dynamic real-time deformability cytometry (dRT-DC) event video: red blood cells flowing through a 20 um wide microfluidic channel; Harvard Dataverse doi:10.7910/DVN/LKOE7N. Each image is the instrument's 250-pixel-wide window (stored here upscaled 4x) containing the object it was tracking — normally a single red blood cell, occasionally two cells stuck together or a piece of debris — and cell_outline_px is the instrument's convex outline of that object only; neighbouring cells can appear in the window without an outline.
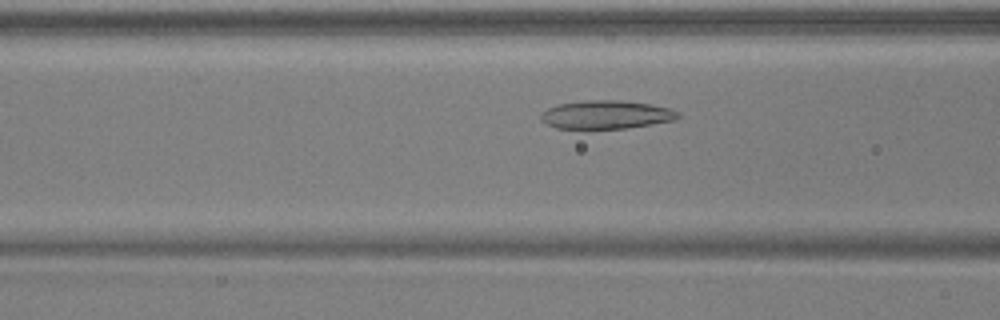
{"species": "common noctule bat (a hibernating species)", "species_latin": "Nyctalus noctula", "temperature_condition": "warm", "stored_images_in_passage": 46, "camera_frame_rate_fps": 3000, "um_per_image_px": 0.085, "animal": {"sex": "male", "body_mass_g": 17.9, "forearm_length_mm": 54.2}, "frame": {"image": 1, "passage_image": 15, "time_ms": 4.667, "image_size_px": [1000, 320], "cell_outline_px": [[680, 116], [676, 120], [652, 124], [624, 128], [556, 128], [540, 120], [540, 116], [548, 108], [560, 104], [584, 100], [620, 100], [648, 104], [668, 108], [676, 112]], "centroid_in_image_um": [51.51, 9.74], "position_along_channel_um": 115.1, "area_um2": 22.31}}
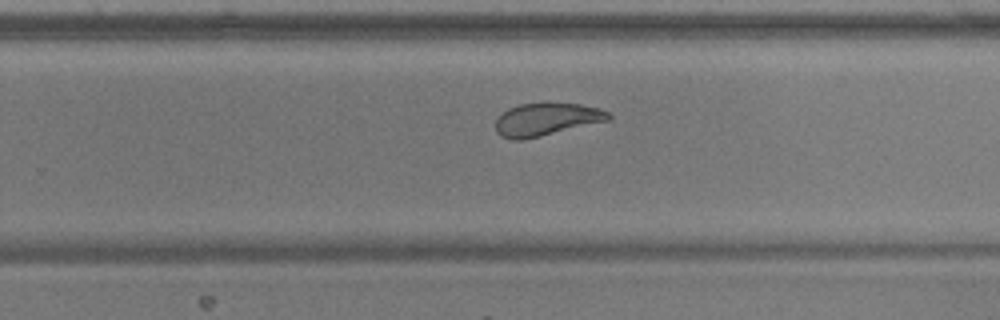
{"frame": {"image": 2, "passage_image": 28, "time_ms": 9.0, "image_size_px": [1000, 320], "cell_outline_px": [[612, 116], [608, 120], [524, 140], [512, 140], [500, 136], [496, 132], [496, 120], [508, 108], [520, 104], [544, 100], [548, 100], [580, 104], [600, 108], [608, 112]], "centroid_in_image_um": [46.43, 10.1], "position_along_channel_um": 283.4, "area_um2": 22.08}}
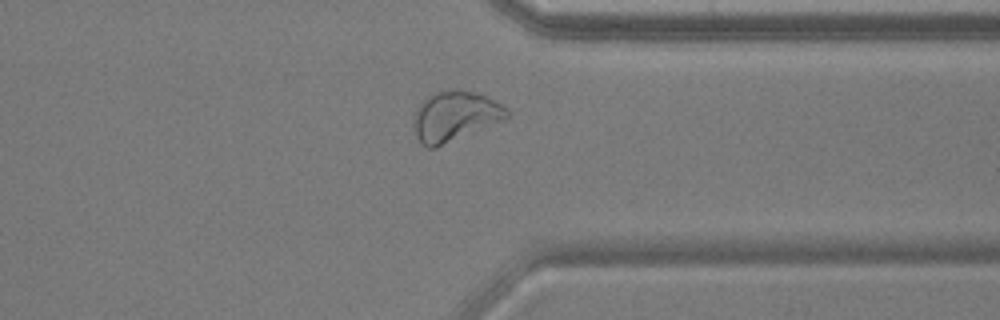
{"frame": {"image": 3, "passage_image": 35, "time_ms": 11.333, "image_size_px": [1000, 320], "cell_outline_px": [[512, 112], [504, 120], [436, 148], [428, 148], [420, 144], [416, 136], [412, 124], [416, 108], [428, 96], [436, 92], [456, 88], [472, 92], [484, 96], [508, 108]], "centroid_in_image_um": [38.64, 9.9], "position_along_channel_um": 372.8, "area_um2": 27.28}, "authors_computed_cell_mechanics": {"area_um2": 23.7558, "velocity_mm_per_s": 3.8853, "shape_relaxation_time_tau1_ms": 3.3807, "shape_relaxation_time_tau2_ms": 1.3315, "deformation_change_tau1": 0.1291, "deformation_change_tau2": 0.0673}}